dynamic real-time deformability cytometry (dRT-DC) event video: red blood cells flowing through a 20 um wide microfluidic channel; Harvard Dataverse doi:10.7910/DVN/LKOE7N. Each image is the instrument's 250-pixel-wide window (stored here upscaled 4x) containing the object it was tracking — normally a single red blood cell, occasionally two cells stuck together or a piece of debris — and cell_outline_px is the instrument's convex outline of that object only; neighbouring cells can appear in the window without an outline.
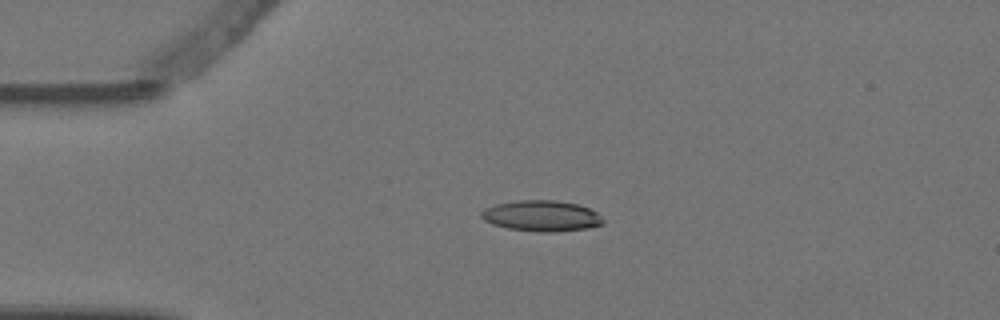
{"species": "Egyptian fruit bat (a non-hibernating species)", "species_latin": "Rousettus aegyptiacus", "temperature_condition": "warm", "stored_images_in_passage": 4, "camera_frame_rate_fps": 3000, "um_per_image_px": 0.085, "animal": {"sex": "female"}, "frame": {"image": 1, "passage_image": 3, "time_ms": 0.667, "image_size_px": [1000, 320], "cell_outline_px": [[604, 224], [588, 228], [556, 232], [540, 232], [508, 228], [492, 224], [484, 220], [480, 216], [480, 212], [484, 208], [496, 204], [520, 200], [556, 200], [576, 204], [588, 208], [596, 212], [604, 220]], "centroid_in_image_um": [46.02, 18.35], "position_along_channel_um": 39.0, "area_um2": 21.91}}